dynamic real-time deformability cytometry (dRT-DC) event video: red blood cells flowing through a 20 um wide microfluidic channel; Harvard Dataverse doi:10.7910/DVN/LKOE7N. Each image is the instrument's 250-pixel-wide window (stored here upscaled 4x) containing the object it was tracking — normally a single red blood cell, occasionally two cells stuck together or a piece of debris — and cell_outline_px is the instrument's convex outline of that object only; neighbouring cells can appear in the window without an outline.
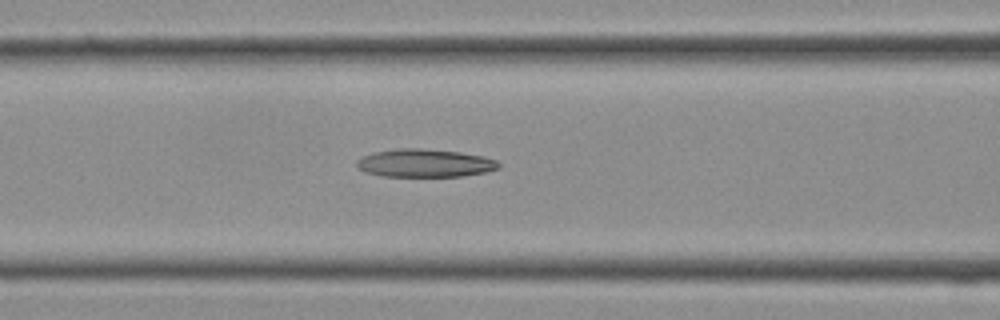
{"species": "Egyptian fruit bat (a non-hibernating species)", "species_latin": "Rousettus aegyptiacus", "temperature_condition": "cold", "stored_images_in_passage": 16, "camera_frame_rate_fps": 3000, "um_per_image_px": 0.085, "frame": {"image": 1, "passage_image": 12, "time_ms": 3.667, "image_size_px": [1000, 320], "cell_outline_px": [[500, 168], [484, 172], [464, 176], [380, 176], [368, 172], [360, 168], [356, 164], [356, 160], [364, 156], [376, 152], [396, 148], [420, 148], [460, 152], [484, 156], [496, 160], [500, 164]], "centroid_in_image_um": [36.14, 13.86], "position_along_channel_um": 130.5, "area_um2": 23.06}}
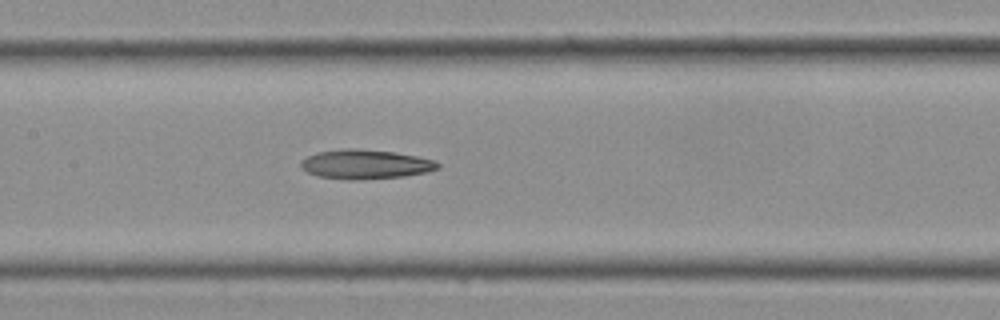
{"frame": {"image": 2, "passage_image": 14, "time_ms": 4.333, "image_size_px": [1000, 320], "cell_outline_px": [[440, 168], [428, 172], [404, 176], [356, 180], [352, 180], [316, 176], [300, 168], [300, 160], [316, 152], [340, 148], [352, 148], [396, 152], [416, 156], [432, 160], [440, 164]], "centroid_in_image_um": [31.02, 13.96], "position_along_channel_um": 176.4, "area_um2": 23.58}}
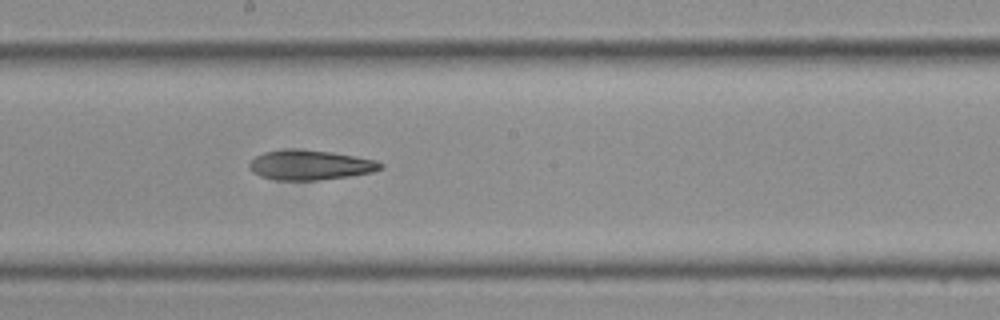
{"frame": {"image": 3, "passage_image": 16, "time_ms": 5.0, "image_size_px": [1000, 320], "cell_outline_px": [[384, 168], [372, 172], [348, 176], [320, 180], [276, 180], [260, 176], [252, 172], [248, 168], [248, 164], [256, 156], [264, 152], [288, 148], [292, 148], [332, 152], [376, 160], [384, 164]], "centroid_in_image_um": [26.35, 14.02], "position_along_channel_um": 221.9, "area_um2": 22.95}}